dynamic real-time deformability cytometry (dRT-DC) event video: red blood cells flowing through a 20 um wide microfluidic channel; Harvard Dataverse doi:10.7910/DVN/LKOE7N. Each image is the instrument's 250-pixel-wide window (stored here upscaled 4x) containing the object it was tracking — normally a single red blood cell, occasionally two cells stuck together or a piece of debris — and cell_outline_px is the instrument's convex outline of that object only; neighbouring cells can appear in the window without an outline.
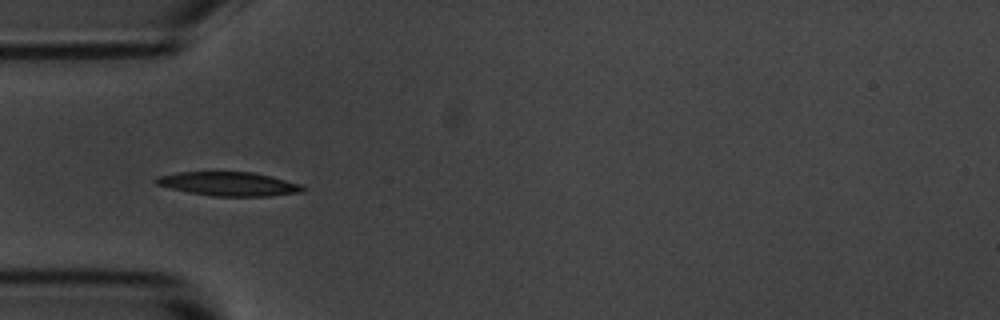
{"species": "common noctule bat (a hibernating species)", "species_latin": "Nyctalus noctula", "temperature_condition": "room temperature", "stored_images_in_passage": 5, "camera_frame_rate_fps": 3000, "um_per_image_px": 0.085, "animal": {"sex": "male", "body_mass_g": 20.1, "forearm_length_mm": 53.5}, "frame": {"image": 1, "passage_image": 1, "time_ms": 0.0, "image_size_px": [1000, 320], "cell_outline_px": [[308, 188], [304, 192], [268, 196], [212, 196], [188, 192], [156, 184], [152, 180], [156, 176], [176, 172], [252, 172], [272, 176], [300, 184]], "centroid_in_image_um": [19.46, 15.63], "position_along_channel_um": 65.5, "area_um2": 20.58}}
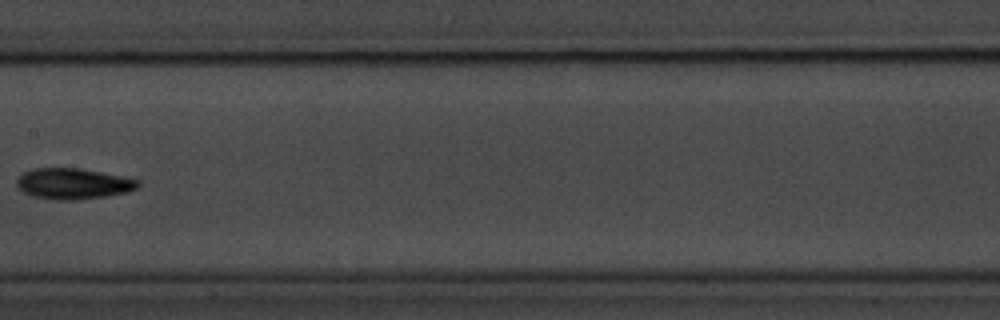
{"frame": {"image": 2, "passage_image": 4, "time_ms": 3.667, "image_size_px": [1000, 320], "cell_outline_px": [[140, 184], [136, 188], [128, 192], [104, 196], [76, 200], [56, 200], [32, 196], [16, 188], [16, 180], [24, 172], [32, 168], [80, 168], [140, 180]], "centroid_in_image_um": [6.18, 15.61], "position_along_channel_um": 201.2, "area_um2": 21.79}}
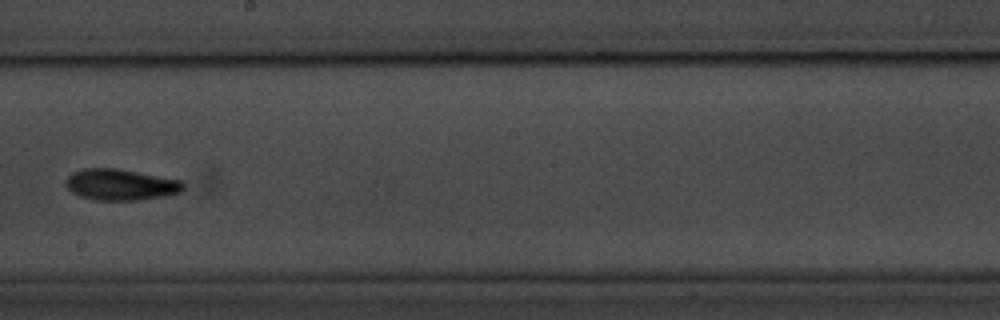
{"frame": {"image": 3, "passage_image": 5, "time_ms": 4.667, "image_size_px": [1000, 320], "cell_outline_px": [[184, 188], [180, 192], [164, 196], [136, 200], [92, 200], [80, 196], [72, 192], [64, 184], [64, 180], [72, 172], [84, 168], [116, 168], [184, 180]], "centroid_in_image_um": [10.24, 15.69], "position_along_channel_um": 238.0, "area_um2": 21.56}}